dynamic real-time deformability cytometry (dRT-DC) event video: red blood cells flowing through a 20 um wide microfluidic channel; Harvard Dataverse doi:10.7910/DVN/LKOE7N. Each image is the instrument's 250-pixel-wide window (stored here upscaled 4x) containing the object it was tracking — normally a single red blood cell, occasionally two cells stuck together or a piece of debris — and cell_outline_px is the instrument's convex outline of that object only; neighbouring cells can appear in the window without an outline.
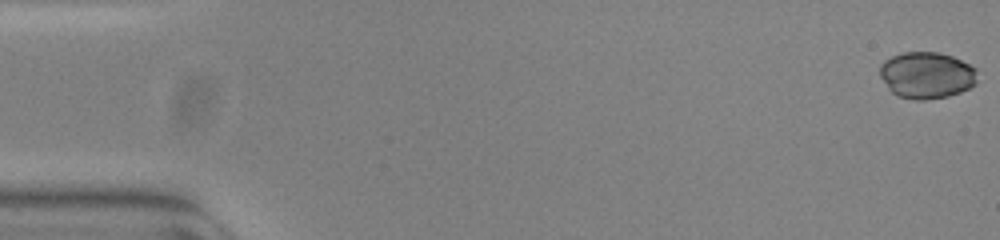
{"species": "common noctule bat (a hibernating species)", "species_latin": "Nyctalus noctula", "temperature_condition": "warm", "stored_images_in_passage": 54, "camera_frame_rate_fps": 3000, "um_per_image_px": 0.085, "animal": {"sex": "female", "body_mass_g": 23.0, "forearm_length_mm": 53.4}, "frame": {"image": 1, "passage_image": 1, "time_ms": 0.0, "image_size_px": [1000, 240], "cell_outline_px": [[976, 84], [960, 92], [948, 96], [924, 100], [916, 100], [896, 96], [888, 88], [880, 76], [880, 64], [884, 60], [900, 52], [940, 52], [952, 56], [976, 68]], "centroid_in_image_um": [78.74, 6.39], "position_along_channel_um": 6.3, "area_um2": 26.59}}
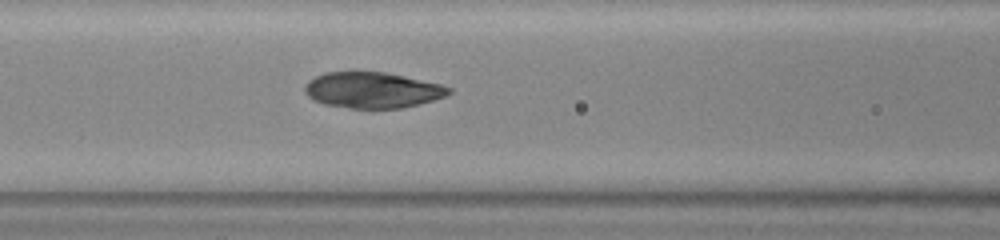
{"frame": {"image": 2, "passage_image": 23, "time_ms": 7.333, "image_size_px": [1000, 240], "cell_outline_px": [[452, 92], [444, 96], [420, 104], [400, 108], [348, 108], [324, 104], [312, 100], [304, 92], [304, 88], [308, 80], [324, 72], [384, 72], [404, 76], [440, 84], [452, 88]], "centroid_in_image_um": [31.62, 7.66], "position_along_channel_um": 135.0, "area_um2": 30.06}}
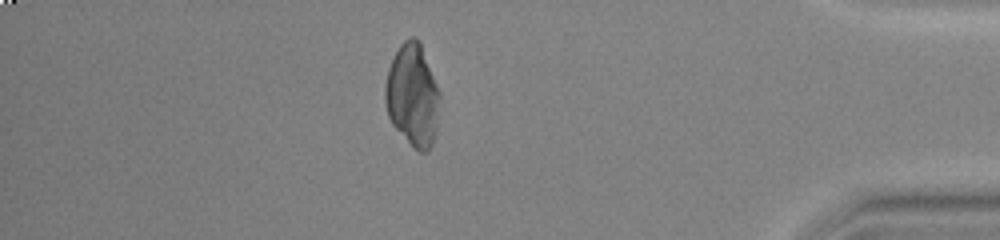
{"frame": {"image": 3, "passage_image": 47, "time_ms": 15.333, "image_size_px": [1000, 240], "cell_outline_px": [[440, 96], [436, 128], [432, 144], [428, 152], [420, 152], [412, 148], [392, 124], [388, 116], [384, 100], [384, 88], [388, 68], [400, 44], [404, 40], [412, 36], [416, 36], [420, 40], [440, 92]], "centroid_in_image_um": [35.06, 8.09], "position_along_channel_um": 400.1, "area_um2": 32.95}}